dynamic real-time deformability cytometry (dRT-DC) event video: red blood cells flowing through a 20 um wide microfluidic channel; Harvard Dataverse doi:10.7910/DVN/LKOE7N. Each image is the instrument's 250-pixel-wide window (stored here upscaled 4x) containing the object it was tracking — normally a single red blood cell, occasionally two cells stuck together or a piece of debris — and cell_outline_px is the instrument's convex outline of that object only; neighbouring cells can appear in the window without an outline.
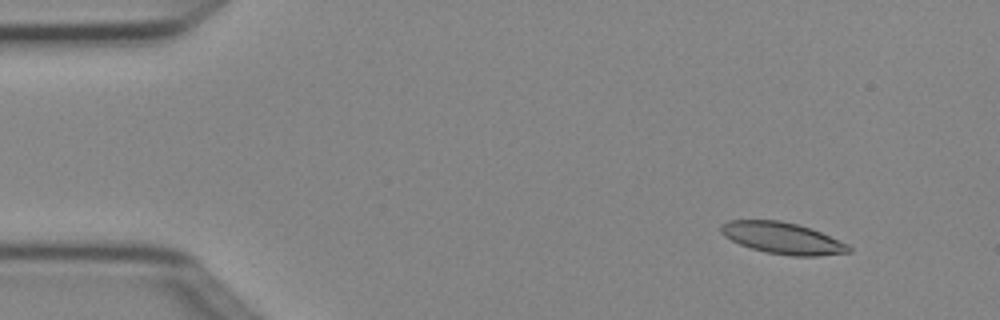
{"species": "Egyptian fruit bat (a non-hibernating species)", "species_latin": "Rousettus aegyptiacus", "temperature_condition": "cold", "stored_images_in_passage": 5, "camera_frame_rate_fps": 3000, "um_per_image_px": 0.085, "animal": {"sex": "female"}, "frame": {"image": 1, "passage_image": 2, "time_ms": 0.333, "image_size_px": [1000, 320], "cell_outline_px": [[852, 252], [820, 256], [792, 256], [764, 252], [740, 244], [724, 236], [720, 232], [720, 224], [728, 220], [780, 220], [812, 228], [848, 244], [852, 248]], "centroid_in_image_um": [66.53, 20.24], "position_along_channel_um": 18.5, "area_um2": 23.64}}
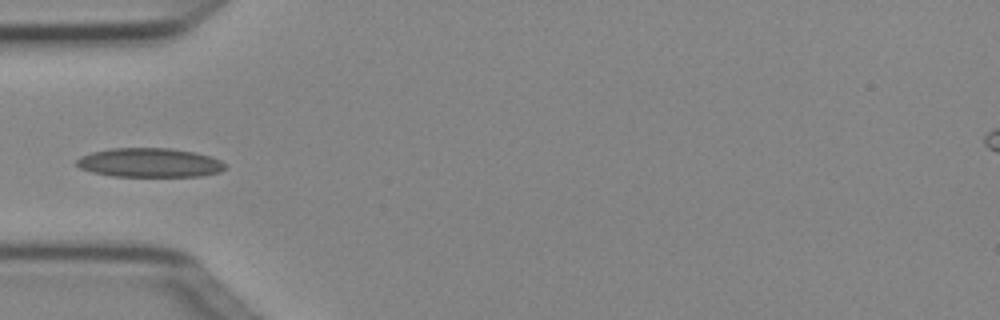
{"frame": {"image": 2, "passage_image": 4, "time_ms": 1.0, "image_size_px": [1000, 320], "cell_outline_px": [[228, 168], [220, 172], [200, 176], [112, 176], [92, 172], [80, 168], [76, 164], [76, 160], [80, 156], [92, 152], [112, 148], [168, 148], [196, 152], [212, 156], [220, 160]], "centroid_in_image_um": [12.74, 13.82], "position_along_channel_um": 72.3, "area_um2": 25.32}}
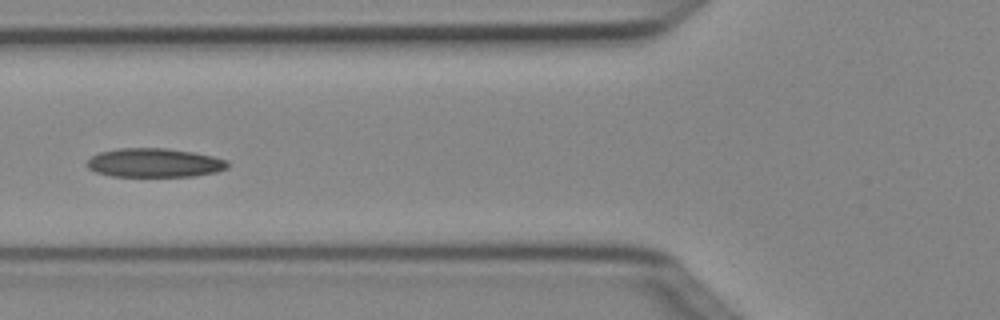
{"frame": {"image": 3, "passage_image": 5, "time_ms": 1.333, "image_size_px": [1000, 320], "cell_outline_px": [[228, 168], [216, 172], [196, 176], [112, 176], [96, 172], [88, 168], [84, 164], [92, 156], [100, 152], [116, 148], [168, 148], [196, 152], [228, 160]], "centroid_in_image_um": [13.13, 13.83], "position_along_channel_um": 112.7, "area_um2": 23.93}}